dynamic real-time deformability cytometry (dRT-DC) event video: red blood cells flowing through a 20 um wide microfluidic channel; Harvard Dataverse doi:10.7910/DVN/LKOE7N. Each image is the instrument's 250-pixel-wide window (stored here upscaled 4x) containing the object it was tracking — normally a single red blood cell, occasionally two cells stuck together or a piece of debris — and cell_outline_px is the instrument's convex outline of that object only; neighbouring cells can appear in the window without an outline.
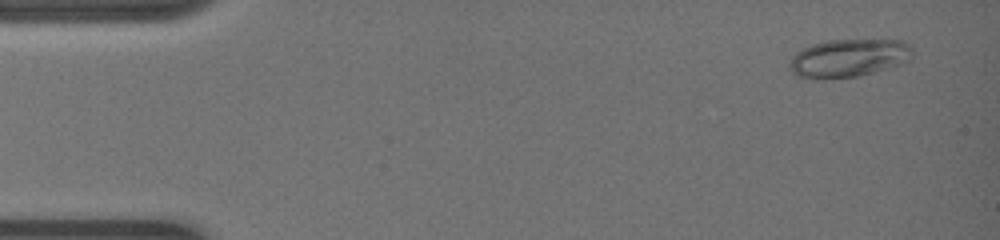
{"species": "common noctule bat (a hibernating species)", "species_latin": "Nyctalus noctula", "temperature_condition": "warm", "stored_images_in_passage": 6, "camera_frame_rate_fps": 3000, "um_per_image_px": 0.085, "animal": {"sex": "female", "body_mass_g": 19.0, "forearm_length_mm": 51.5}, "frame": {"image": 1, "passage_image": 2, "time_ms": 0.333, "image_size_px": [1000, 240], "cell_outline_px": [[912, 60], [888, 68], [856, 76], [800, 76], [792, 72], [788, 68], [788, 64], [792, 56], [796, 52], [812, 44], [828, 40], [900, 40], [908, 44], [912, 48]], "centroid_in_image_um": [72.18, 4.89], "position_along_channel_um": 12.8, "area_um2": 26.53}}